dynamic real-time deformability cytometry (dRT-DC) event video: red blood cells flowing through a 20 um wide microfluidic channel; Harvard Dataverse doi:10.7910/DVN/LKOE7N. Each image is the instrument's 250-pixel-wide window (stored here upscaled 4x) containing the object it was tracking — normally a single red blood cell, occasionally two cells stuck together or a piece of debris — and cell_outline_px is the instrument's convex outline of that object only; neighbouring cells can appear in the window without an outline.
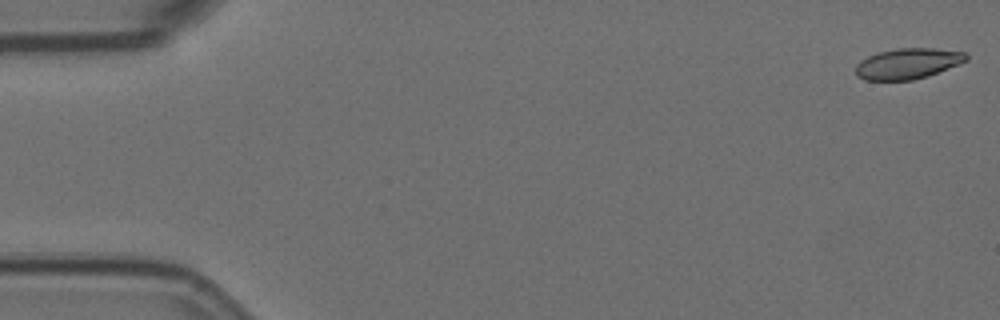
{"species": "Egyptian fruit bat (a non-hibernating species)", "species_latin": "Rousettus aegyptiacus", "temperature_condition": "room temperature", "stored_images_in_passage": 5, "camera_frame_rate_fps": 3000, "um_per_image_px": 0.085, "animal": {"sex": "female"}, "frame": {"image": 1, "passage_image": 1, "time_ms": 0.0, "image_size_px": [1000, 320], "cell_outline_px": [[968, 60], [960, 64], [928, 76], [912, 80], [864, 80], [856, 76], [856, 64], [860, 60], [868, 56], [880, 52], [896, 48], [936, 48], [964, 52], [968, 56]], "centroid_in_image_um": [77.17, 5.41], "position_along_channel_um": 7.8, "area_um2": 19.88}}
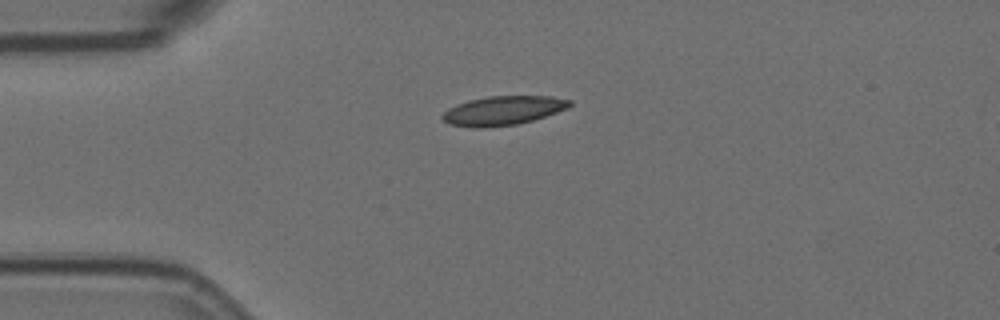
{"frame": {"image": 2, "passage_image": 4, "time_ms": 1.0, "image_size_px": [1000, 320], "cell_outline_px": [[572, 104], [568, 108], [532, 120], [516, 124], [484, 128], [472, 128], [452, 124], [444, 120], [440, 116], [448, 108], [456, 104], [468, 100], [488, 96], [552, 96], [572, 100]], "centroid_in_image_um": [42.75, 9.39], "position_along_channel_um": 42.3, "area_um2": 21.56}}